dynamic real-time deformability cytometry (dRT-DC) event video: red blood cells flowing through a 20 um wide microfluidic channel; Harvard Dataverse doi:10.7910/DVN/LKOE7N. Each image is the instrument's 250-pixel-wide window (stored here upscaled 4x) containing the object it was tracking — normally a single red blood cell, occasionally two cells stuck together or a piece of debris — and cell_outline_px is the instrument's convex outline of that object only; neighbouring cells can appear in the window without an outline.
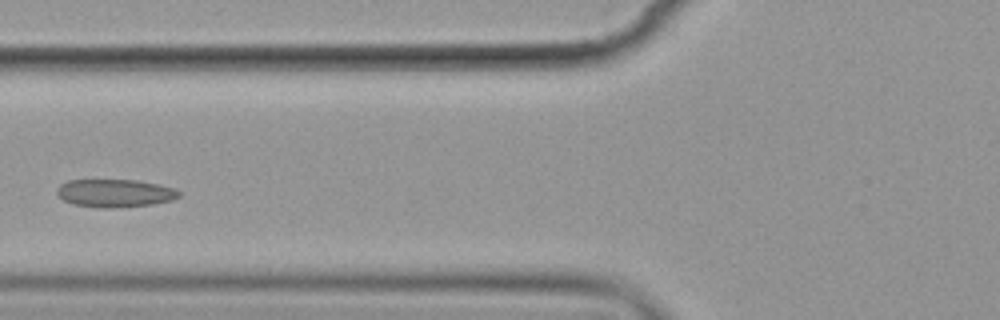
{"species": "common noctule bat (a hibernating species)", "species_latin": "Nyctalus noctula", "temperature_condition": "cold", "stored_images_in_passage": 3, "camera_frame_rate_fps": 3000, "um_per_image_px": 0.085, "animal": {"sex": "female", "body_mass_g": 19.9}, "frame": {"image": 1, "passage_image": 3, "time_ms": 2.333, "image_size_px": [1000, 320], "cell_outline_px": [[180, 196], [172, 200], [152, 204], [116, 208], [96, 208], [72, 204], [64, 200], [56, 192], [56, 188], [60, 184], [68, 180], [136, 180], [160, 184], [172, 188], [180, 192]], "centroid_in_image_um": [9.75, 16.42], "position_along_channel_um": 116.1, "area_um2": 20.0}}